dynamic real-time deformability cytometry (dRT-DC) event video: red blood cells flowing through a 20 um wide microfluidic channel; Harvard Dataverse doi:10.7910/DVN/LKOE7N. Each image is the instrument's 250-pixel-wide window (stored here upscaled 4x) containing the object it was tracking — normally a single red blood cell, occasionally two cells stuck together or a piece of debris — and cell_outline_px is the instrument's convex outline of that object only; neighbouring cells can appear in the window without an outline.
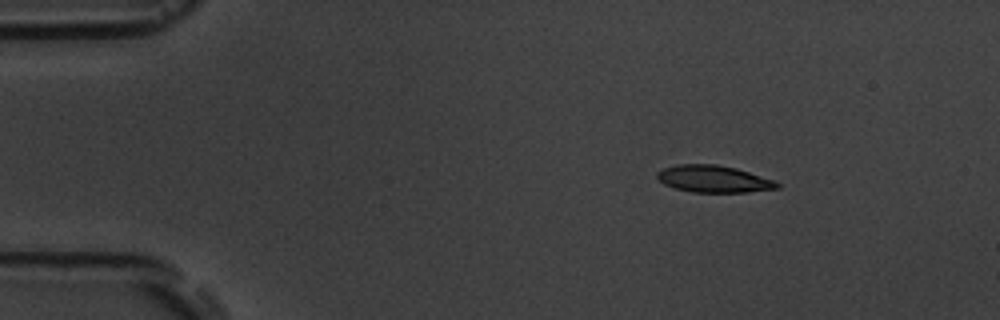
{"species": "common noctule bat (a hibernating species)", "species_latin": "Nyctalus noctula", "temperature_condition": "room temperature", "stored_images_in_passage": 4, "camera_frame_rate_fps": 3000, "um_per_image_px": 0.085, "animal": {"sex": "male", "body_mass_g": 19.5, "forearm_length_mm": 54.6}, "frame": {"image": 1, "passage_image": 1, "time_ms": 0.0, "image_size_px": [1000, 320], "cell_outline_px": [[780, 188], [748, 192], [692, 192], [676, 188], [664, 184], [656, 176], [656, 172], [664, 168], [676, 164], [716, 164], [736, 168], [776, 180], [780, 184]], "centroid_in_image_um": [60.69, 15.2], "position_along_channel_um": 24.3, "area_um2": 18.96}}
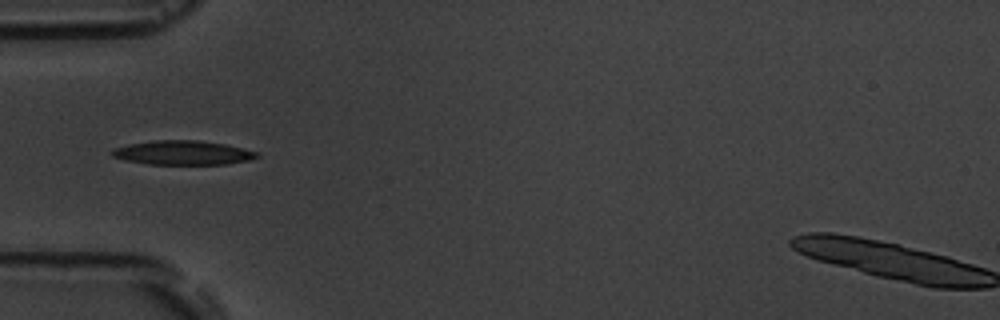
{"frame": {"image": 2, "passage_image": 4, "time_ms": 3.333, "image_size_px": [1000, 320], "cell_outline_px": [[260, 156], [248, 160], [228, 164], [148, 164], [124, 160], [112, 156], [112, 148], [128, 144], [152, 140], [196, 140], [224, 144], [260, 152]], "centroid_in_image_um": [15.53, 12.98], "position_along_channel_um": 69.5, "area_um2": 20.46}}